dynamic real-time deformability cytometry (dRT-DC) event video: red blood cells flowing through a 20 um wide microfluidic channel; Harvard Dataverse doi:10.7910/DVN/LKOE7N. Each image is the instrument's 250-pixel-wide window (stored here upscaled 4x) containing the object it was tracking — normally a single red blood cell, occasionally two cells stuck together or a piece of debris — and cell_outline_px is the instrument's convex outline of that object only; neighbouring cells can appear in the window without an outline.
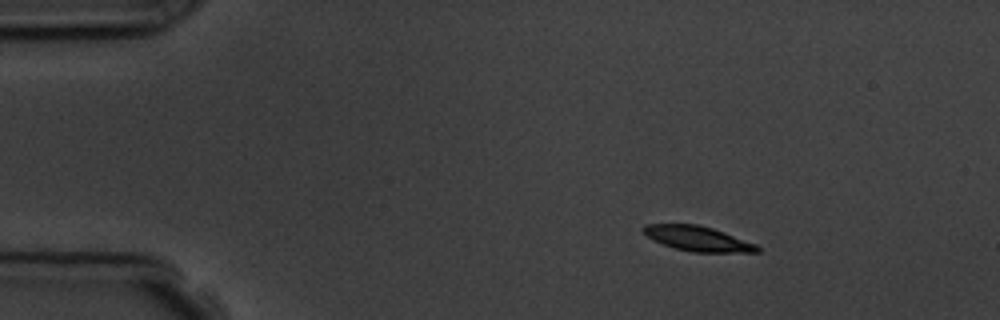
{"species": "common noctule bat (a hibernating species)", "species_latin": "Nyctalus noctula", "temperature_condition": "room temperature", "stored_images_in_passage": 6, "camera_frame_rate_fps": 3000, "um_per_image_px": 0.085, "animal": {"sex": "male", "body_mass_g": 19.5, "forearm_length_mm": 54.6}, "frame": {"image": 1, "passage_image": 2, "time_ms": 1.333, "image_size_px": [1000, 320], "cell_outline_px": [[760, 252], [692, 252], [676, 248], [652, 240], [640, 228], [644, 224], [696, 224], [712, 228], [724, 232], [756, 244], [760, 248]], "centroid_in_image_um": [59.3, 20.28], "position_along_channel_um": 25.7, "area_um2": 16.42}}
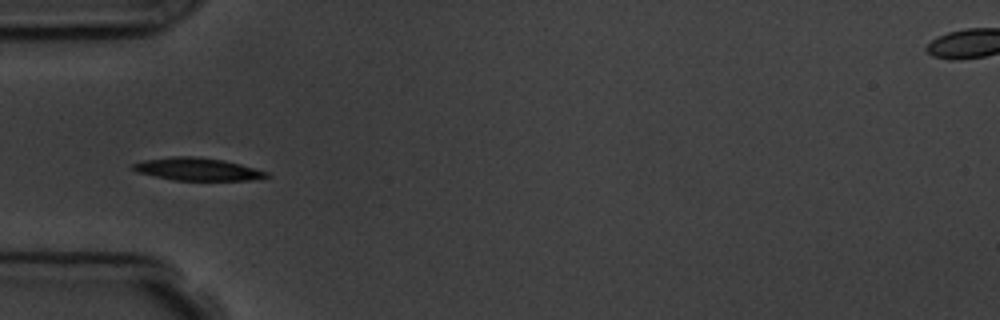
{"frame": {"image": 2, "passage_image": 4, "time_ms": 4.333, "image_size_px": [1000, 320], "cell_outline_px": [[272, 176], [252, 180], [172, 180], [136, 172], [132, 168], [132, 164], [144, 160], [172, 156], [196, 156], [224, 160], [240, 164], [268, 172]], "centroid_in_image_um": [16.78, 14.38], "position_along_channel_um": 68.2, "area_um2": 17.69}}
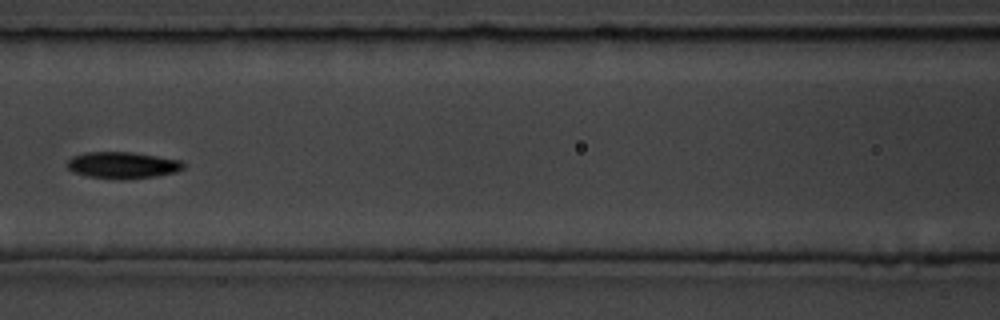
{"frame": {"image": 3, "passage_image": 6, "time_ms": 6.667, "image_size_px": [1000, 320], "cell_outline_px": [[184, 168], [176, 172], [156, 176], [124, 180], [116, 180], [88, 176], [72, 172], [68, 168], [68, 160], [72, 156], [84, 152], [132, 152], [180, 160], [184, 164]], "centroid_in_image_um": [10.4, 14.05], "position_along_channel_um": 156.2, "area_um2": 18.15}}